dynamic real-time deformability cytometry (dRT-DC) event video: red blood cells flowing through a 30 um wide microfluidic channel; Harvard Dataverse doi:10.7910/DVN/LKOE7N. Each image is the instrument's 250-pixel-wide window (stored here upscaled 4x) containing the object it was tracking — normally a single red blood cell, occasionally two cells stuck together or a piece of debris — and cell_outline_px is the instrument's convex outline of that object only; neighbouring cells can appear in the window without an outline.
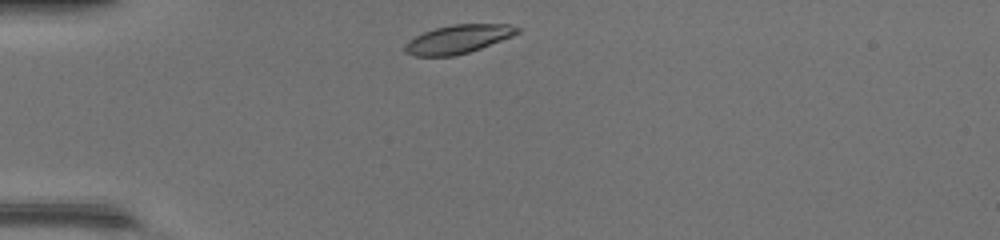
{"species": "common noctule bat (a hibernating species)", "species_latin": "Nyctalus noctula", "temperature_condition": "warm", "stored_images_in_passage": 36, "camera_frame_rate_fps": 3000, "um_per_image_px": 0.085, "animal": {"sex": "female", "body_mass_g": 17.0, "forearm_length_mm": 48.0}, "frame": {"image": 1, "passage_image": 1, "time_ms": 0.0, "image_size_px": [1000, 240], "cell_outline_px": [[520, 32], [512, 36], [480, 48], [468, 52], [452, 56], [416, 56], [404, 52], [404, 44], [416, 36], [424, 32], [436, 28], [452, 24], [508, 24], [520, 28]], "centroid_in_image_um": [38.93, 3.32], "position_along_channel_um": 46.1, "area_um2": 18.5}}
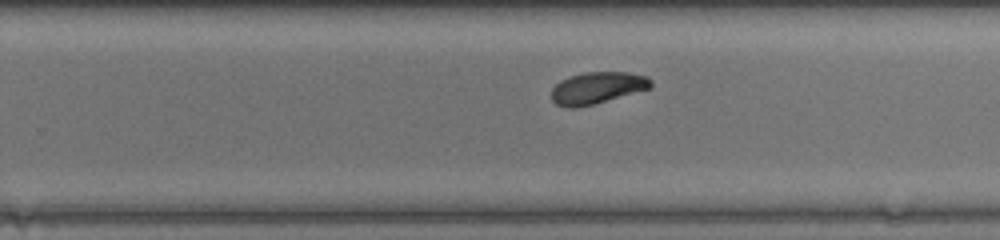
{"frame": {"image": 2, "passage_image": 19, "time_ms": 6.0, "image_size_px": [1000, 240], "cell_outline_px": [[652, 88], [592, 104], [576, 108], [568, 108], [556, 104], [552, 100], [552, 88], [560, 80], [568, 76], [584, 72], [628, 72], [648, 76], [652, 80]], "centroid_in_image_um": [50.77, 7.45], "position_along_channel_um": 279.0, "area_um2": 18.5}}
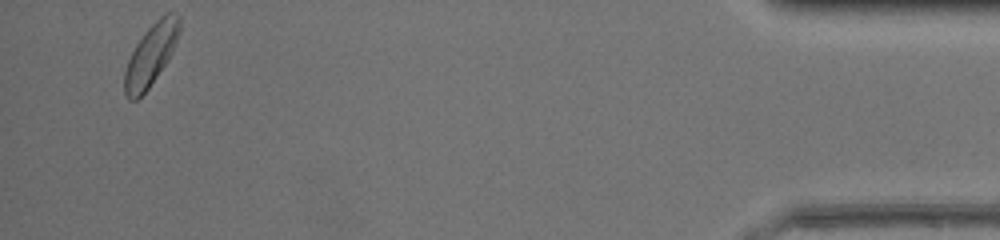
{"frame": {"image": 3, "passage_image": 34, "time_ms": 11.0, "image_size_px": [1000, 240], "cell_outline_px": [[180, 32], [172, 52], [168, 60], [148, 88], [136, 100], [128, 100], [124, 92], [124, 72], [128, 60], [136, 44], [148, 28], [164, 12], [176, 12], [180, 16]], "centroid_in_image_um": [12.84, 4.63], "position_along_channel_um": 422.4, "area_um2": 19.65}, "authors_computed_cell_mechanics": {"area_um2": 19.074, "velocity_mm_per_s": 4.3669, "shape_relaxation_time_tau1_ms": 1.2469, "shape_relaxation_time_tau2_ms": null, "deformation_change_tau1": 0.1049, "deformation_change_tau2": null}}